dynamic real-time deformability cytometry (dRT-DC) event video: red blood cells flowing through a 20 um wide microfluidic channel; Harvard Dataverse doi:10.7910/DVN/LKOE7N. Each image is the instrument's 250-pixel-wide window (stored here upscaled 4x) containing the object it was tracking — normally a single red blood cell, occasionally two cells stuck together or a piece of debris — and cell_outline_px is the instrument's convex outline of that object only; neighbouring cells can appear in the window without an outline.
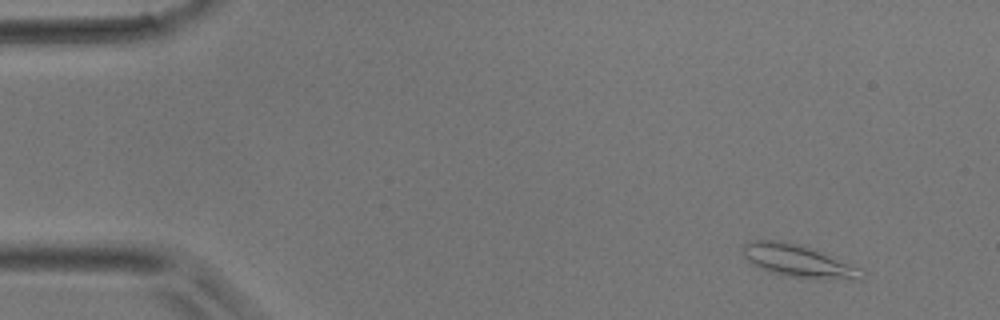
{"species": "common noctule bat (a hibernating species)", "species_latin": "Nyctalus noctula", "temperature_condition": "room temperature", "stored_images_in_passage": 5, "camera_frame_rate_fps": 3000, "um_per_image_px": 0.085, "animal": {"sex": "male", "body_mass_g": 17.9}, "frame": {"image": 1, "passage_image": 1, "time_ms": 0.0, "image_size_px": [1000, 320], "cell_outline_px": [[864, 276], [860, 280], [816, 280], [788, 276], [768, 272], [752, 264], [740, 252], [740, 248], [744, 244], [752, 240], [776, 240], [796, 244], [812, 248], [848, 264], [856, 268]], "centroid_in_image_um": [67.77, 22.21], "position_along_channel_um": 17.2, "area_um2": 22.43}}